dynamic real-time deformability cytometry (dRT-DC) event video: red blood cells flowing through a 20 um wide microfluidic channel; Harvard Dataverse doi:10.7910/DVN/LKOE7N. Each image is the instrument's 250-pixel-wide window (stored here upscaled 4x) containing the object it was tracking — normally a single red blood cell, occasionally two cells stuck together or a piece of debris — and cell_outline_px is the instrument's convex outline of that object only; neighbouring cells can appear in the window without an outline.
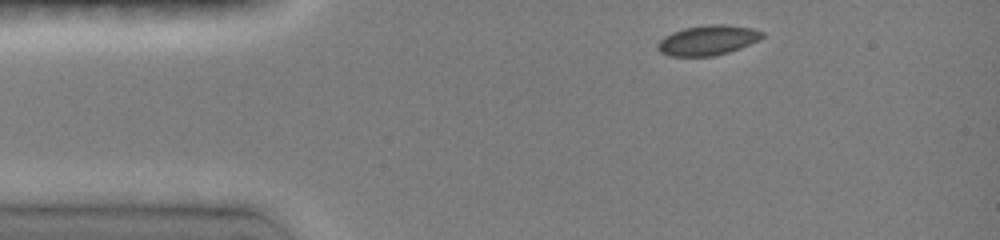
{"species": "common noctule bat (a hibernating species)", "species_latin": "Nyctalus noctula", "temperature_condition": "room temperature", "stored_images_in_passage": 32, "camera_frame_rate_fps": 3000, "um_per_image_px": 0.085, "animal": {"sex": "female", "body_mass_g": 19.0, "forearm_length_mm": 51.5}, "frame": {"image": 1, "passage_image": 1, "time_ms": 0.0, "image_size_px": [1000, 240], "cell_outline_px": [[764, 36], [760, 40], [740, 48], [728, 52], [712, 56], [668, 56], [660, 52], [656, 48], [656, 44], [664, 36], [672, 32], [684, 28], [708, 24], [724, 24], [752, 28], [764, 32]], "centroid_in_image_um": [60.15, 3.42], "position_along_channel_um": 24.9, "area_um2": 18.38}}
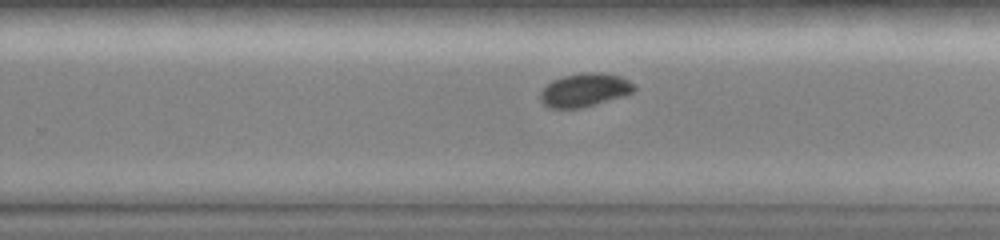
{"frame": {"image": 2, "passage_image": 20, "time_ms": 7.667, "image_size_px": [1000, 240], "cell_outline_px": [[636, 88], [632, 92], [624, 96], [580, 108], [548, 108], [540, 100], [540, 92], [552, 80], [564, 76], [580, 72], [600, 72], [620, 76], [628, 80]], "centroid_in_image_um": [49.68, 7.64], "position_along_channel_um": 280.1, "area_um2": 18.21}}
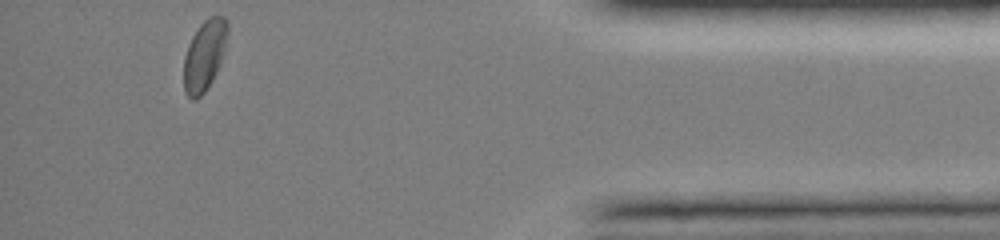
{"frame": {"image": 3, "passage_image": 32, "time_ms": 12.0, "image_size_px": [1000, 240], "cell_outline_px": [[228, 32], [224, 52], [220, 64], [212, 80], [204, 92], [196, 100], [192, 100], [184, 92], [184, 56], [188, 44], [192, 36], [200, 24], [208, 16], [224, 16], [228, 20]], "centroid_in_image_um": [17.38, 4.68], "position_along_channel_um": 417.8, "area_um2": 18.15}, "authors_computed_cell_mechanics": {"area_um2": 18.2359, "velocity_mm_per_s": 4.0256, "shape_relaxation_time_tau1_ms": 3.4058, "shape_relaxation_time_tau2_ms": null, "deformation_change_tau1": 0.0851, "deformation_change_tau2": null}}